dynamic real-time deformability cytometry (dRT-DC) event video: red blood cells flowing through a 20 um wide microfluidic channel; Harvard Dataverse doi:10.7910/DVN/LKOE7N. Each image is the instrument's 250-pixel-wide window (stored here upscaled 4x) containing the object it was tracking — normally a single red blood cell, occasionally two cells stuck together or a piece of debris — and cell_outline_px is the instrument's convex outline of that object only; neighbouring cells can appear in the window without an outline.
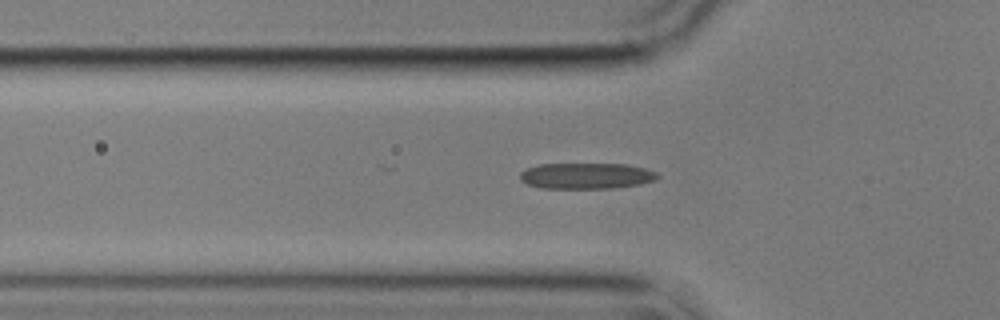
{"species": "common noctule bat (a hibernating species)", "species_latin": "Nyctalus noctula", "temperature_condition": "cold", "stored_images_in_passage": 41, "camera_frame_rate_fps": 3000, "um_per_image_px": 0.085, "animal": {"sex": "male", "body_mass_g": 17.9}, "frame": {"image": 1, "passage_image": 2, "time_ms": 0.333, "image_size_px": [1000, 320], "cell_outline_px": [[660, 176], [656, 180], [640, 184], [612, 188], [540, 188], [528, 184], [520, 180], [520, 172], [528, 168], [540, 164], [628, 164], [644, 168], [656, 172]], "centroid_in_image_um": [49.85, 14.95], "position_along_channel_um": 75.9, "area_um2": 20.81}}
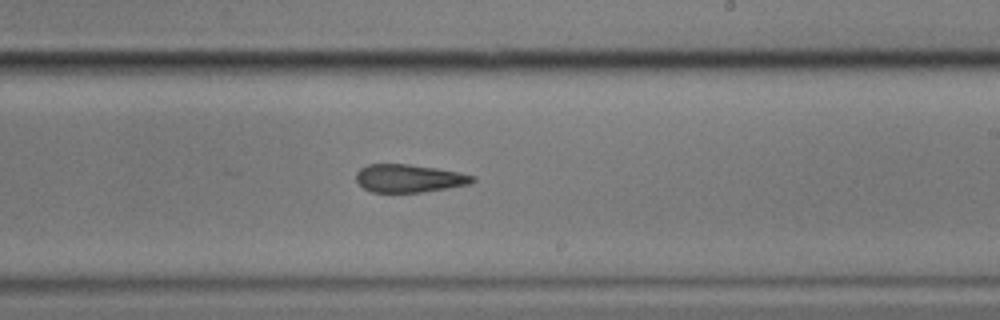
{"frame": {"image": 2, "passage_image": 17, "time_ms": 5.333, "image_size_px": [1000, 320], "cell_outline_px": [[476, 180], [468, 184], [420, 192], [372, 192], [364, 188], [356, 180], [356, 172], [360, 168], [368, 164], [408, 164], [436, 168], [460, 172], [476, 176]], "centroid_in_image_um": [34.76, 15.14], "position_along_channel_um": 254.2, "area_um2": 18.84}}
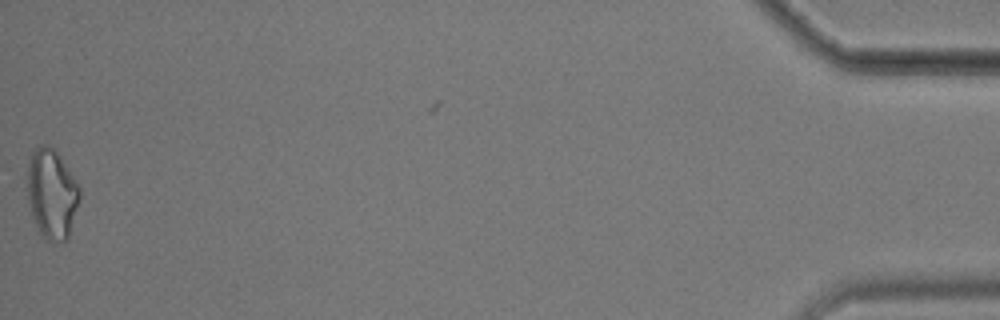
{"frame": {"image": 3, "passage_image": 40, "time_ms": 13.0, "image_size_px": [1000, 320], "cell_outline_px": [[80, 196], [68, 240], [48, 240], [40, 232], [36, 224], [28, 204], [28, 160], [36, 144], [48, 144], [56, 148], [80, 188]], "centroid_in_image_um": [4.4, 16.39], "position_along_channel_um": 430.8, "area_um2": 27.34}, "authors_computed_cell_mechanics": {"area_um2": 19.8254, "velocity_mm_per_s": 3.5505, "shape_relaxation_time_tau1_ms": null, "shape_relaxation_time_tau2_ms": 2.898, "deformation_change_tau1": null, "deformation_change_tau2": 0.1312}}